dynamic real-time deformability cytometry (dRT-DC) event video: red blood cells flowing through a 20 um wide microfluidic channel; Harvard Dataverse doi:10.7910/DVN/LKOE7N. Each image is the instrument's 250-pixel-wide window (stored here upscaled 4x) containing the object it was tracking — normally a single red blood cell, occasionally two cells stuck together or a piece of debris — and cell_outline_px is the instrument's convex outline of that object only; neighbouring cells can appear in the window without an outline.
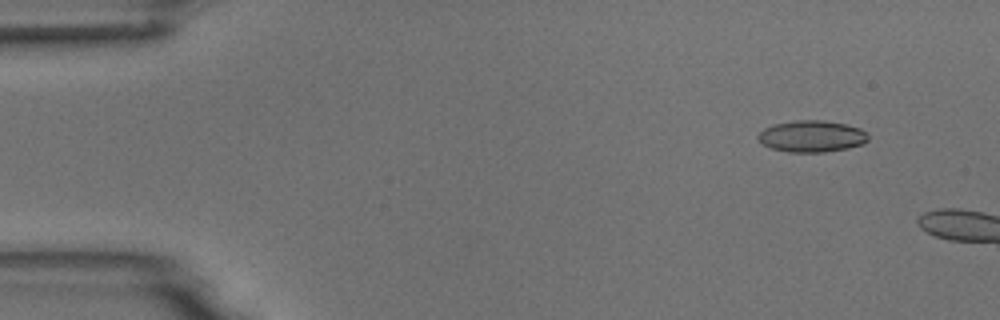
{"species": "common noctule bat (a hibernating species)", "species_latin": "Nyctalus noctula", "temperature_condition": "room temperature", "stored_images_in_passage": 2, "camera_frame_rate_fps": 3000, "um_per_image_px": 0.085, "animal": {"sex": "male", "body_mass_g": 18.8}, "frame": {"image": 1, "passage_image": 1, "time_ms": 0.0, "image_size_px": [1000, 320], "cell_outline_px": [[868, 140], [864, 144], [848, 148], [824, 152], [788, 152], [772, 148], [764, 144], [756, 136], [764, 128], [772, 124], [792, 120], [824, 120], [844, 124], [860, 128], [868, 136]], "centroid_in_image_um": [68.99, 11.58], "position_along_channel_um": 16.0, "area_um2": 20.29}}